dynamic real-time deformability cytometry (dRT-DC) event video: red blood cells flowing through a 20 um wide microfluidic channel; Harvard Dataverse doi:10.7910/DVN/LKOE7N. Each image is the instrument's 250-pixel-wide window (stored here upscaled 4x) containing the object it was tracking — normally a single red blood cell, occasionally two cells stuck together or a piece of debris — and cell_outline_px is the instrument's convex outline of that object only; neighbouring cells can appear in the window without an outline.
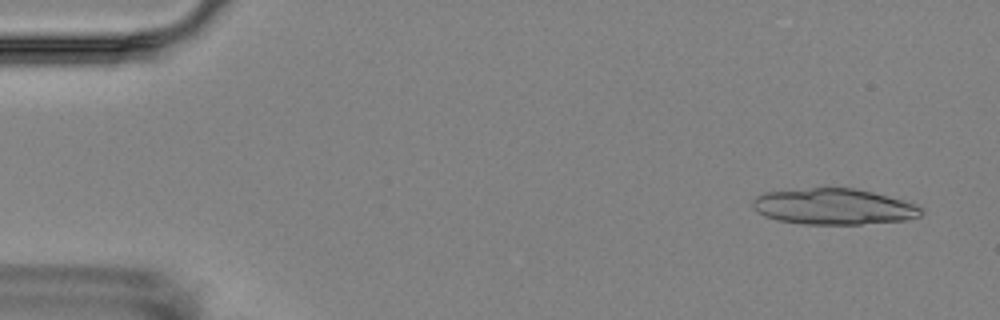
{"species": "Egyptian fruit bat (a non-hibernating species)", "species_latin": "Rousettus aegyptiacus", "temperature_condition": "room temperature", "stored_images_in_passage": 10, "segment_of_instrument_passage": [1, 2], "camera_frame_rate_fps": 3000, "um_per_image_px": 0.085, "animal": {"sex": "female"}, "frame": {"image": 1, "passage_image": 1, "time_ms": 0.0, "image_size_px": [1000, 320], "cell_outline_px": [[924, 212], [920, 216], [908, 220], [860, 224], [804, 224], [776, 220], [764, 216], [752, 208], [752, 200], [756, 196], [764, 192], [812, 188], [852, 188], [872, 192], [904, 200], [924, 208]], "centroid_in_image_um": [70.87, 17.57], "position_along_channel_um": 14.1, "area_um2": 35.49}}